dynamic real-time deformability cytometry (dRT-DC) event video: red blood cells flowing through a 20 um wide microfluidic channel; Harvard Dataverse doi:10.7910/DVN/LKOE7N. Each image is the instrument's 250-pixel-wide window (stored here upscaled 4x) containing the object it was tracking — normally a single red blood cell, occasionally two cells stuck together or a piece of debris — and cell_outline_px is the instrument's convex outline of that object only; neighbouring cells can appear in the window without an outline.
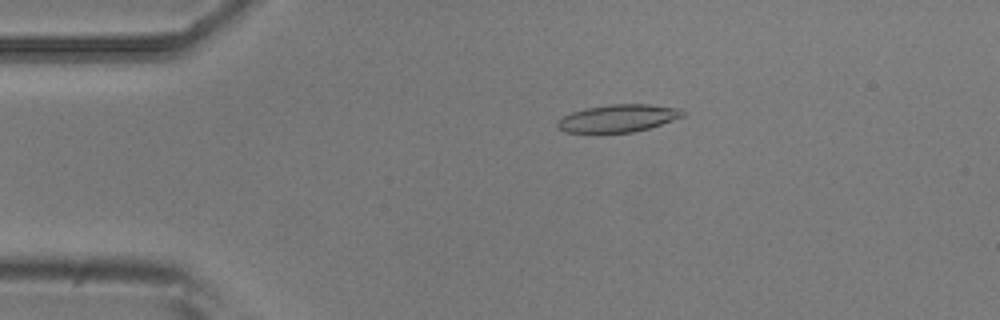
{"species": "common noctule bat (a hibernating species)", "species_latin": "Nyctalus noctula", "temperature_condition": "room temperature", "stored_images_in_passage": 53, "camera_frame_rate_fps": 3000, "um_per_image_px": 0.085, "animal": {"sex": "male", "body_mass_g": 20.5, "forearm_length_mm": 52.5}, "frame": {"image": 1, "passage_image": 10, "time_ms": 3.0, "image_size_px": [1000, 320], "cell_outline_px": [[684, 116], [648, 128], [632, 132], [564, 132], [556, 128], [556, 120], [572, 112], [584, 108], [612, 104], [648, 104], [680, 108], [684, 112]], "centroid_in_image_um": [52.49, 10.04], "position_along_channel_um": 32.5, "area_um2": 20.0}}
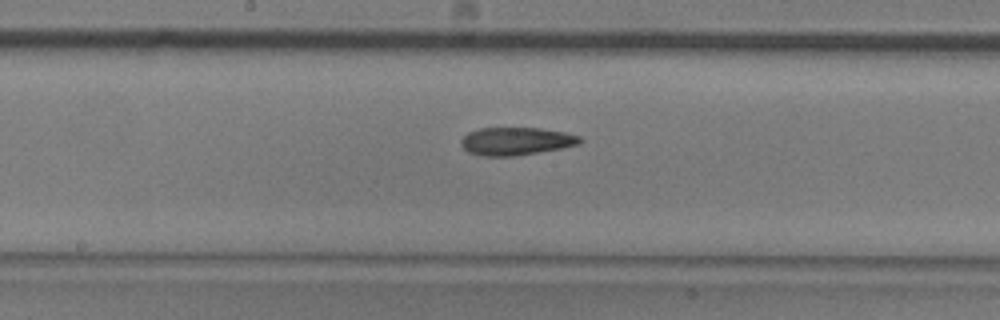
{"frame": {"image": 2, "passage_image": 27, "time_ms": 8.667, "image_size_px": [1000, 320], "cell_outline_px": [[584, 140], [580, 144], [560, 148], [516, 156], [484, 156], [468, 152], [460, 144], [460, 140], [468, 132], [480, 128], [540, 128], [564, 132], [580, 136]], "centroid_in_image_um": [43.87, 12.0], "position_along_channel_um": 204.3, "area_um2": 19.31}}
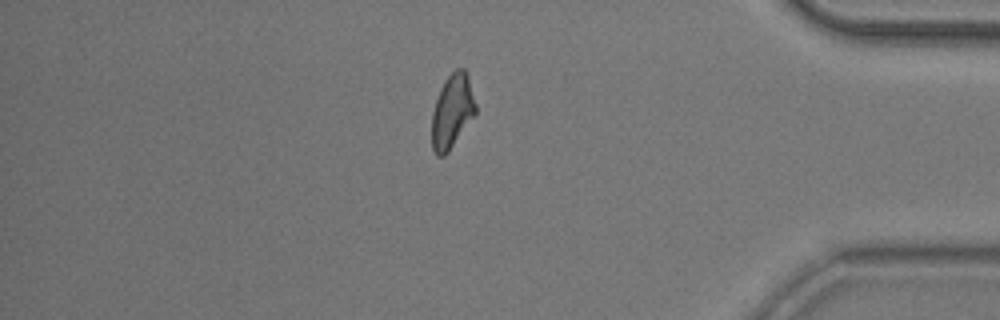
{"frame": {"image": 3, "passage_image": 45, "time_ms": 14.667, "image_size_px": [1000, 320], "cell_outline_px": [[476, 112], [448, 152], [444, 156], [436, 156], [432, 148], [432, 112], [440, 88], [444, 80], [456, 68], [464, 68], [468, 76], [476, 104]], "centroid_in_image_um": [38.42, 9.45], "position_along_channel_um": 396.8, "area_um2": 18.73}, "authors_computed_cell_mechanics": {"area_um2": 19.4786, "velocity_mm_per_s": 3.7531, "shape_relaxation_time_tau1_ms": 5.9094, "shape_relaxation_time_tau2_ms": 7.5899, "deformation_change_tau1": 0.1671, "deformation_change_tau2": 0.1686}}